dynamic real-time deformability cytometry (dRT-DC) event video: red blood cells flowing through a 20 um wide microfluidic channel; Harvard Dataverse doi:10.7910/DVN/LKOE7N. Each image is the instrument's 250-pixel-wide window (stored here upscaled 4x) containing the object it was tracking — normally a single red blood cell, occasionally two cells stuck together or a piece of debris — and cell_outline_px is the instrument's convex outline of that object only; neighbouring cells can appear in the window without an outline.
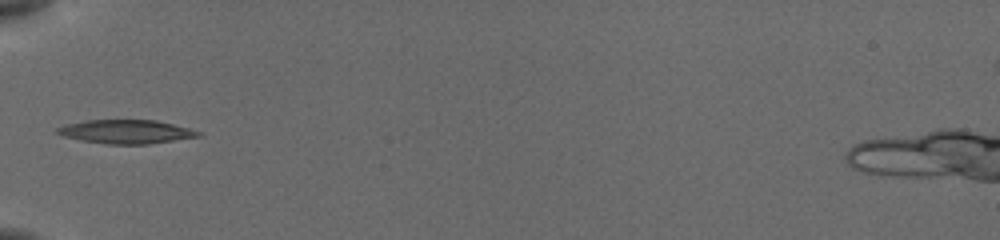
{"species": "common noctule bat (a hibernating species)", "species_latin": "Nyctalus noctula", "temperature_condition": "cold", "stored_images_in_passage": 49, "camera_frame_rate_fps": 3000, "um_per_image_px": 0.085, "animal": {"sex": "female", "body_mass_g": 19.5, "forearm_length_mm": 54.1}, "frame": {"image": 1, "passage_image": 1, "time_ms": 0.0, "image_size_px": [1000, 240], "cell_outline_px": [[204, 136], [148, 144], [108, 144], [80, 140], [64, 136], [56, 132], [56, 128], [68, 124], [88, 120], [156, 120], [188, 128], [200, 132]], "centroid_in_image_um": [10.75, 11.2], "position_along_channel_um": 74.3, "area_um2": 19.36}}
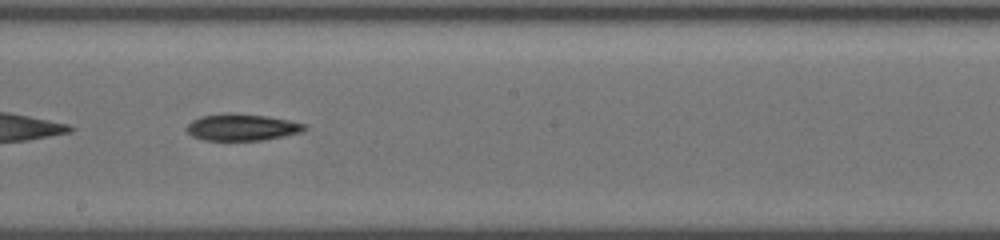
{"frame": {"image": 2, "passage_image": 18, "time_ms": 4.0, "image_size_px": [1000, 240], "cell_outline_px": [[308, 128], [300, 132], [284, 136], [264, 140], [204, 140], [192, 136], [188, 132], [188, 124], [192, 120], [200, 116], [224, 112], [232, 112], [268, 116], [308, 124]], "centroid_in_image_um": [20.58, 10.8], "position_along_channel_um": 227.6, "area_um2": 18.55}}
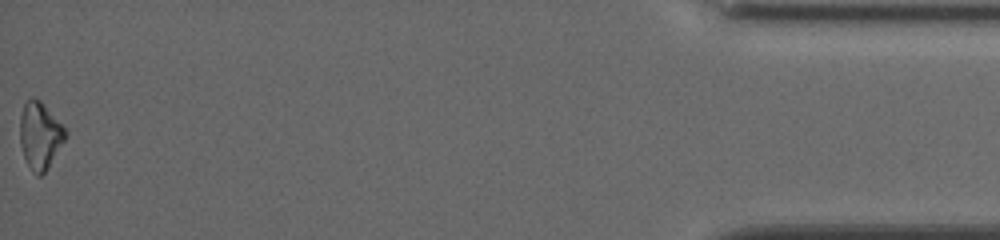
{"frame": {"image": 3, "passage_image": 49, "time_ms": 11.333, "image_size_px": [1000, 240], "cell_outline_px": [[68, 136], [48, 168], [40, 176], [36, 176], [32, 172], [24, 156], [20, 144], [20, 116], [24, 104], [32, 96], [40, 100], [44, 104], [68, 132]], "centroid_in_image_um": [3.41, 11.53], "position_along_channel_um": 431.8, "area_um2": 17.8}}